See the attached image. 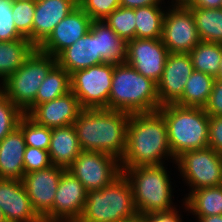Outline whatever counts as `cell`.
I'll return each instance as SVG.
<instances>
[{"label":"cell","mask_w":222,"mask_h":222,"mask_svg":"<svg viewBox=\"0 0 222 222\" xmlns=\"http://www.w3.org/2000/svg\"><path fill=\"white\" fill-rule=\"evenodd\" d=\"M175 160L168 144L163 115L159 111L130 114L121 169L166 163L174 165Z\"/></svg>","instance_id":"obj_1"},{"label":"cell","mask_w":222,"mask_h":222,"mask_svg":"<svg viewBox=\"0 0 222 222\" xmlns=\"http://www.w3.org/2000/svg\"><path fill=\"white\" fill-rule=\"evenodd\" d=\"M129 116L121 110L82 109L73 124L82 151L103 152L121 161Z\"/></svg>","instance_id":"obj_2"},{"label":"cell","mask_w":222,"mask_h":222,"mask_svg":"<svg viewBox=\"0 0 222 222\" xmlns=\"http://www.w3.org/2000/svg\"><path fill=\"white\" fill-rule=\"evenodd\" d=\"M170 166V163H166L122 169V173L131 185L134 205L139 216L166 212L179 206L176 201L173 202L174 193L177 191H175V182L173 183L171 178L173 173Z\"/></svg>","instance_id":"obj_3"},{"label":"cell","mask_w":222,"mask_h":222,"mask_svg":"<svg viewBox=\"0 0 222 222\" xmlns=\"http://www.w3.org/2000/svg\"><path fill=\"white\" fill-rule=\"evenodd\" d=\"M160 102L157 83L125 63L114 64L109 110L132 113L158 111Z\"/></svg>","instance_id":"obj_4"},{"label":"cell","mask_w":222,"mask_h":222,"mask_svg":"<svg viewBox=\"0 0 222 222\" xmlns=\"http://www.w3.org/2000/svg\"><path fill=\"white\" fill-rule=\"evenodd\" d=\"M158 111L166 121L168 144L175 158L185 151L208 147L209 115L203 108L167 104Z\"/></svg>","instance_id":"obj_5"},{"label":"cell","mask_w":222,"mask_h":222,"mask_svg":"<svg viewBox=\"0 0 222 222\" xmlns=\"http://www.w3.org/2000/svg\"><path fill=\"white\" fill-rule=\"evenodd\" d=\"M139 217L129 180L122 173L101 190H90L79 222H123Z\"/></svg>","instance_id":"obj_6"},{"label":"cell","mask_w":222,"mask_h":222,"mask_svg":"<svg viewBox=\"0 0 222 222\" xmlns=\"http://www.w3.org/2000/svg\"><path fill=\"white\" fill-rule=\"evenodd\" d=\"M56 64L55 57L35 48L23 65L0 83V91L28 115L35 108L42 81Z\"/></svg>","instance_id":"obj_7"},{"label":"cell","mask_w":222,"mask_h":222,"mask_svg":"<svg viewBox=\"0 0 222 222\" xmlns=\"http://www.w3.org/2000/svg\"><path fill=\"white\" fill-rule=\"evenodd\" d=\"M174 165L179 179L189 187L183 200L193 190L222 184V155L213 148L185 151L176 157Z\"/></svg>","instance_id":"obj_8"},{"label":"cell","mask_w":222,"mask_h":222,"mask_svg":"<svg viewBox=\"0 0 222 222\" xmlns=\"http://www.w3.org/2000/svg\"><path fill=\"white\" fill-rule=\"evenodd\" d=\"M114 64L102 63L70 74L71 92L82 109H108Z\"/></svg>","instance_id":"obj_9"},{"label":"cell","mask_w":222,"mask_h":222,"mask_svg":"<svg viewBox=\"0 0 222 222\" xmlns=\"http://www.w3.org/2000/svg\"><path fill=\"white\" fill-rule=\"evenodd\" d=\"M87 191L101 190L122 174L120 160L103 152L81 151L66 169Z\"/></svg>","instance_id":"obj_10"},{"label":"cell","mask_w":222,"mask_h":222,"mask_svg":"<svg viewBox=\"0 0 222 222\" xmlns=\"http://www.w3.org/2000/svg\"><path fill=\"white\" fill-rule=\"evenodd\" d=\"M161 40L169 53H189L201 42L193 13L187 5H168Z\"/></svg>","instance_id":"obj_11"},{"label":"cell","mask_w":222,"mask_h":222,"mask_svg":"<svg viewBox=\"0 0 222 222\" xmlns=\"http://www.w3.org/2000/svg\"><path fill=\"white\" fill-rule=\"evenodd\" d=\"M66 168L57 165L25 173L22 182L34 211L40 218L52 220V207L60 177Z\"/></svg>","instance_id":"obj_12"},{"label":"cell","mask_w":222,"mask_h":222,"mask_svg":"<svg viewBox=\"0 0 222 222\" xmlns=\"http://www.w3.org/2000/svg\"><path fill=\"white\" fill-rule=\"evenodd\" d=\"M169 52L160 39L134 38L127 41L126 63L158 83Z\"/></svg>","instance_id":"obj_13"},{"label":"cell","mask_w":222,"mask_h":222,"mask_svg":"<svg viewBox=\"0 0 222 222\" xmlns=\"http://www.w3.org/2000/svg\"><path fill=\"white\" fill-rule=\"evenodd\" d=\"M194 71L189 53H169L162 77L157 83L160 106L175 104L183 95L188 78Z\"/></svg>","instance_id":"obj_14"},{"label":"cell","mask_w":222,"mask_h":222,"mask_svg":"<svg viewBox=\"0 0 222 222\" xmlns=\"http://www.w3.org/2000/svg\"><path fill=\"white\" fill-rule=\"evenodd\" d=\"M91 23L90 16L78 5L55 26L53 32L38 49L56 58L88 32Z\"/></svg>","instance_id":"obj_15"},{"label":"cell","mask_w":222,"mask_h":222,"mask_svg":"<svg viewBox=\"0 0 222 222\" xmlns=\"http://www.w3.org/2000/svg\"><path fill=\"white\" fill-rule=\"evenodd\" d=\"M87 190L70 172L65 170L60 177L52 207V220H76L82 216Z\"/></svg>","instance_id":"obj_16"},{"label":"cell","mask_w":222,"mask_h":222,"mask_svg":"<svg viewBox=\"0 0 222 222\" xmlns=\"http://www.w3.org/2000/svg\"><path fill=\"white\" fill-rule=\"evenodd\" d=\"M0 209L6 222H39L22 180L0 178Z\"/></svg>","instance_id":"obj_17"},{"label":"cell","mask_w":222,"mask_h":222,"mask_svg":"<svg viewBox=\"0 0 222 222\" xmlns=\"http://www.w3.org/2000/svg\"><path fill=\"white\" fill-rule=\"evenodd\" d=\"M81 110L78 98L70 91L54 100L38 104L28 116L37 124L53 129L73 125Z\"/></svg>","instance_id":"obj_18"},{"label":"cell","mask_w":222,"mask_h":222,"mask_svg":"<svg viewBox=\"0 0 222 222\" xmlns=\"http://www.w3.org/2000/svg\"><path fill=\"white\" fill-rule=\"evenodd\" d=\"M78 6V0H36L32 44L38 48L55 26Z\"/></svg>","instance_id":"obj_19"},{"label":"cell","mask_w":222,"mask_h":222,"mask_svg":"<svg viewBox=\"0 0 222 222\" xmlns=\"http://www.w3.org/2000/svg\"><path fill=\"white\" fill-rule=\"evenodd\" d=\"M56 62L69 74L104 63L99 54L98 36L89 29L83 37L64 49L56 57Z\"/></svg>","instance_id":"obj_20"},{"label":"cell","mask_w":222,"mask_h":222,"mask_svg":"<svg viewBox=\"0 0 222 222\" xmlns=\"http://www.w3.org/2000/svg\"><path fill=\"white\" fill-rule=\"evenodd\" d=\"M26 143L22 130L17 126L0 141V178L22 180L23 156Z\"/></svg>","instance_id":"obj_21"},{"label":"cell","mask_w":222,"mask_h":222,"mask_svg":"<svg viewBox=\"0 0 222 222\" xmlns=\"http://www.w3.org/2000/svg\"><path fill=\"white\" fill-rule=\"evenodd\" d=\"M82 151L74 125L52 129L48 148L52 165L68 168Z\"/></svg>","instance_id":"obj_22"},{"label":"cell","mask_w":222,"mask_h":222,"mask_svg":"<svg viewBox=\"0 0 222 222\" xmlns=\"http://www.w3.org/2000/svg\"><path fill=\"white\" fill-rule=\"evenodd\" d=\"M90 30L98 36L99 54L104 63H125L127 41L119 37L105 21H92Z\"/></svg>","instance_id":"obj_23"},{"label":"cell","mask_w":222,"mask_h":222,"mask_svg":"<svg viewBox=\"0 0 222 222\" xmlns=\"http://www.w3.org/2000/svg\"><path fill=\"white\" fill-rule=\"evenodd\" d=\"M183 201L188 209L185 216L222 215V184L193 190Z\"/></svg>","instance_id":"obj_24"},{"label":"cell","mask_w":222,"mask_h":222,"mask_svg":"<svg viewBox=\"0 0 222 222\" xmlns=\"http://www.w3.org/2000/svg\"><path fill=\"white\" fill-rule=\"evenodd\" d=\"M35 48L26 37L0 41V83L16 72Z\"/></svg>","instance_id":"obj_25"},{"label":"cell","mask_w":222,"mask_h":222,"mask_svg":"<svg viewBox=\"0 0 222 222\" xmlns=\"http://www.w3.org/2000/svg\"><path fill=\"white\" fill-rule=\"evenodd\" d=\"M167 5L135 8V38L160 39Z\"/></svg>","instance_id":"obj_26"},{"label":"cell","mask_w":222,"mask_h":222,"mask_svg":"<svg viewBox=\"0 0 222 222\" xmlns=\"http://www.w3.org/2000/svg\"><path fill=\"white\" fill-rule=\"evenodd\" d=\"M214 80L213 76L194 70L187 80L182 97L175 104L204 108L212 91Z\"/></svg>","instance_id":"obj_27"},{"label":"cell","mask_w":222,"mask_h":222,"mask_svg":"<svg viewBox=\"0 0 222 222\" xmlns=\"http://www.w3.org/2000/svg\"><path fill=\"white\" fill-rule=\"evenodd\" d=\"M189 8L201 41L222 44V8Z\"/></svg>","instance_id":"obj_28"},{"label":"cell","mask_w":222,"mask_h":222,"mask_svg":"<svg viewBox=\"0 0 222 222\" xmlns=\"http://www.w3.org/2000/svg\"><path fill=\"white\" fill-rule=\"evenodd\" d=\"M189 55L194 70L217 77L222 60V44L201 41Z\"/></svg>","instance_id":"obj_29"},{"label":"cell","mask_w":222,"mask_h":222,"mask_svg":"<svg viewBox=\"0 0 222 222\" xmlns=\"http://www.w3.org/2000/svg\"><path fill=\"white\" fill-rule=\"evenodd\" d=\"M71 91L70 74L56 64L42 81L36 98L35 107L38 104L54 100Z\"/></svg>","instance_id":"obj_30"},{"label":"cell","mask_w":222,"mask_h":222,"mask_svg":"<svg viewBox=\"0 0 222 222\" xmlns=\"http://www.w3.org/2000/svg\"><path fill=\"white\" fill-rule=\"evenodd\" d=\"M18 127L22 130L26 146L48 150L52 134L51 128L37 124L27 114L21 117Z\"/></svg>","instance_id":"obj_31"},{"label":"cell","mask_w":222,"mask_h":222,"mask_svg":"<svg viewBox=\"0 0 222 222\" xmlns=\"http://www.w3.org/2000/svg\"><path fill=\"white\" fill-rule=\"evenodd\" d=\"M104 21L122 39L129 41L135 38V9L120 6L112 11Z\"/></svg>","instance_id":"obj_32"},{"label":"cell","mask_w":222,"mask_h":222,"mask_svg":"<svg viewBox=\"0 0 222 222\" xmlns=\"http://www.w3.org/2000/svg\"><path fill=\"white\" fill-rule=\"evenodd\" d=\"M35 1L13 2L12 16L16 29L32 43Z\"/></svg>","instance_id":"obj_33"},{"label":"cell","mask_w":222,"mask_h":222,"mask_svg":"<svg viewBox=\"0 0 222 222\" xmlns=\"http://www.w3.org/2000/svg\"><path fill=\"white\" fill-rule=\"evenodd\" d=\"M24 113L0 91V141L14 130Z\"/></svg>","instance_id":"obj_34"},{"label":"cell","mask_w":222,"mask_h":222,"mask_svg":"<svg viewBox=\"0 0 222 222\" xmlns=\"http://www.w3.org/2000/svg\"><path fill=\"white\" fill-rule=\"evenodd\" d=\"M12 6V0H0V41H13L24 37L14 24Z\"/></svg>","instance_id":"obj_35"},{"label":"cell","mask_w":222,"mask_h":222,"mask_svg":"<svg viewBox=\"0 0 222 222\" xmlns=\"http://www.w3.org/2000/svg\"><path fill=\"white\" fill-rule=\"evenodd\" d=\"M78 5L92 21H103L112 11L120 7V0H79Z\"/></svg>","instance_id":"obj_36"},{"label":"cell","mask_w":222,"mask_h":222,"mask_svg":"<svg viewBox=\"0 0 222 222\" xmlns=\"http://www.w3.org/2000/svg\"><path fill=\"white\" fill-rule=\"evenodd\" d=\"M23 163L25 173L46 169L52 165L48 150L31 146H26Z\"/></svg>","instance_id":"obj_37"},{"label":"cell","mask_w":222,"mask_h":222,"mask_svg":"<svg viewBox=\"0 0 222 222\" xmlns=\"http://www.w3.org/2000/svg\"><path fill=\"white\" fill-rule=\"evenodd\" d=\"M180 200L177 199L179 204L181 202L182 207L179 205L173 210L166 211V212L146 213V214L140 215L139 218L141 222H184L183 214L188 213V209L183 199H180ZM180 208L183 211L182 210L180 211Z\"/></svg>","instance_id":"obj_38"},{"label":"cell","mask_w":222,"mask_h":222,"mask_svg":"<svg viewBox=\"0 0 222 222\" xmlns=\"http://www.w3.org/2000/svg\"><path fill=\"white\" fill-rule=\"evenodd\" d=\"M204 111L209 116H222V80L215 79Z\"/></svg>","instance_id":"obj_39"},{"label":"cell","mask_w":222,"mask_h":222,"mask_svg":"<svg viewBox=\"0 0 222 222\" xmlns=\"http://www.w3.org/2000/svg\"><path fill=\"white\" fill-rule=\"evenodd\" d=\"M208 147L222 155V116H209Z\"/></svg>","instance_id":"obj_40"},{"label":"cell","mask_w":222,"mask_h":222,"mask_svg":"<svg viewBox=\"0 0 222 222\" xmlns=\"http://www.w3.org/2000/svg\"><path fill=\"white\" fill-rule=\"evenodd\" d=\"M148 5H166L165 0H120V6L124 8H140Z\"/></svg>","instance_id":"obj_41"},{"label":"cell","mask_w":222,"mask_h":222,"mask_svg":"<svg viewBox=\"0 0 222 222\" xmlns=\"http://www.w3.org/2000/svg\"><path fill=\"white\" fill-rule=\"evenodd\" d=\"M186 5L188 7L217 9L222 8V0H190Z\"/></svg>","instance_id":"obj_42"},{"label":"cell","mask_w":222,"mask_h":222,"mask_svg":"<svg viewBox=\"0 0 222 222\" xmlns=\"http://www.w3.org/2000/svg\"><path fill=\"white\" fill-rule=\"evenodd\" d=\"M193 220L195 218L196 222H222V215H212V216H192Z\"/></svg>","instance_id":"obj_43"},{"label":"cell","mask_w":222,"mask_h":222,"mask_svg":"<svg viewBox=\"0 0 222 222\" xmlns=\"http://www.w3.org/2000/svg\"><path fill=\"white\" fill-rule=\"evenodd\" d=\"M190 0H166L167 4H181L186 5Z\"/></svg>","instance_id":"obj_44"},{"label":"cell","mask_w":222,"mask_h":222,"mask_svg":"<svg viewBox=\"0 0 222 222\" xmlns=\"http://www.w3.org/2000/svg\"><path fill=\"white\" fill-rule=\"evenodd\" d=\"M39 222H79V221H76V220H50V219L41 218V220Z\"/></svg>","instance_id":"obj_45"},{"label":"cell","mask_w":222,"mask_h":222,"mask_svg":"<svg viewBox=\"0 0 222 222\" xmlns=\"http://www.w3.org/2000/svg\"><path fill=\"white\" fill-rule=\"evenodd\" d=\"M215 79H221L222 80V60H221V63H220L219 73H218V75Z\"/></svg>","instance_id":"obj_46"},{"label":"cell","mask_w":222,"mask_h":222,"mask_svg":"<svg viewBox=\"0 0 222 222\" xmlns=\"http://www.w3.org/2000/svg\"><path fill=\"white\" fill-rule=\"evenodd\" d=\"M123 222H141V220H140L139 217H136V218H133V219H131V220L123 221Z\"/></svg>","instance_id":"obj_47"},{"label":"cell","mask_w":222,"mask_h":222,"mask_svg":"<svg viewBox=\"0 0 222 222\" xmlns=\"http://www.w3.org/2000/svg\"><path fill=\"white\" fill-rule=\"evenodd\" d=\"M0 222H6L1 209H0Z\"/></svg>","instance_id":"obj_48"},{"label":"cell","mask_w":222,"mask_h":222,"mask_svg":"<svg viewBox=\"0 0 222 222\" xmlns=\"http://www.w3.org/2000/svg\"><path fill=\"white\" fill-rule=\"evenodd\" d=\"M24 1H36V0H12V2H24Z\"/></svg>","instance_id":"obj_49"}]
</instances>
